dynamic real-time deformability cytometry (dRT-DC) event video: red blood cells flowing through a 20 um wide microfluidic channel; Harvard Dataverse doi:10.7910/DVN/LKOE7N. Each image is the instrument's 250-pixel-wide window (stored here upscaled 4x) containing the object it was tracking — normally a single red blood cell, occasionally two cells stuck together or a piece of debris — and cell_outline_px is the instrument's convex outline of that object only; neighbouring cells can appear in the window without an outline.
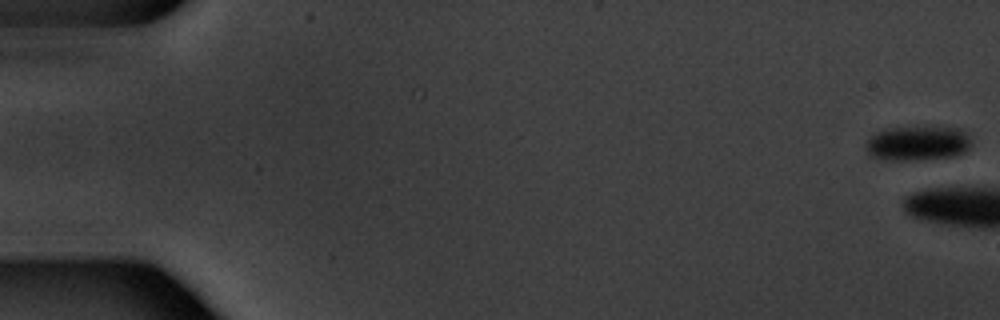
{"species": "common noctule bat (a hibernating species)", "species_latin": "Nyctalus noctula", "temperature_condition": "warm", "stored_images_in_passage": 3, "camera_frame_rate_fps": 3000, "um_per_image_px": 0.085, "animal": {"sex": "male", "body_mass_g": 20.1, "forearm_length_mm": 53.5}, "frame": {"image": 1, "passage_image": 3, "time_ms": 0.667, "image_size_px": [1000, 320], "cell_outline_px": [[972, 144], [964, 152], [952, 156], [908, 160], [896, 160], [872, 156], [868, 152], [864, 144], [876, 132], [888, 128], [960, 128], [968, 136]], "centroid_in_image_um": [77.99, 12.18], "position_along_channel_um": 7.0, "area_um2": 20.63}}